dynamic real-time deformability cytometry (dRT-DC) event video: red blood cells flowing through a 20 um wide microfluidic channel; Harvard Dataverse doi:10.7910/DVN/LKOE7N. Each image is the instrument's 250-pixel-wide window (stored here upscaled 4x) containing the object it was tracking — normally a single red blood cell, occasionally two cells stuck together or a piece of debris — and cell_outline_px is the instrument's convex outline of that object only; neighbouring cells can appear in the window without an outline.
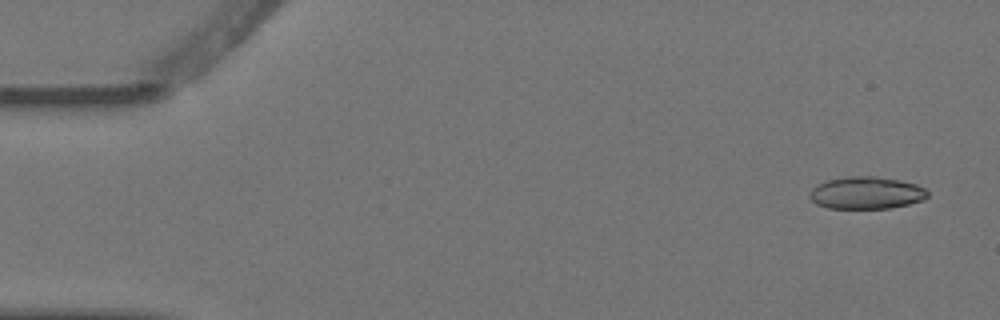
{"species": "Egyptian fruit bat (a non-hibernating species)", "species_latin": "Rousettus aegyptiacus", "temperature_condition": "warm", "stored_images_in_passage": 8, "camera_frame_rate_fps": 3000, "um_per_image_px": 0.085, "animal": {"sex": "female"}, "frame": {"image": 1, "passage_image": 1, "time_ms": 0.0, "image_size_px": [1000, 320], "cell_outline_px": [[928, 196], [924, 200], [908, 204], [888, 208], [828, 208], [816, 204], [808, 196], [812, 188], [816, 184], [828, 180], [844, 176], [872, 176], [900, 180], [916, 184], [924, 188], [928, 192]], "centroid_in_image_um": [73.62, 16.39], "position_along_channel_um": 11.4, "area_um2": 22.25}}
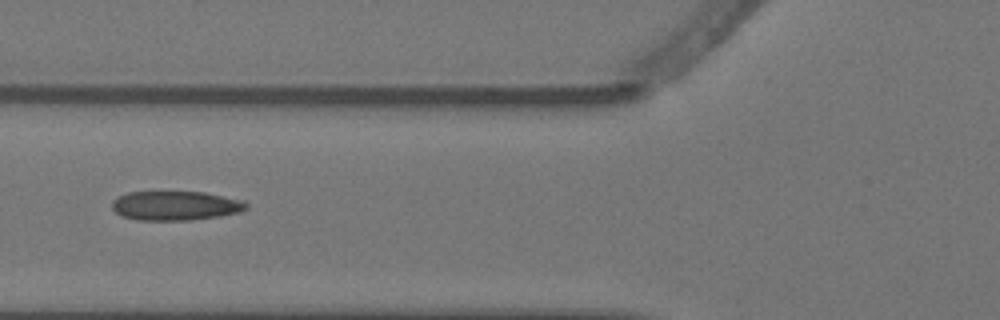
{"frame": {"image": 2, "passage_image": 6, "time_ms": 1.667, "image_size_px": [1000, 320], "cell_outline_px": [[248, 208], [240, 212], [220, 216], [188, 220], [136, 220], [124, 216], [116, 212], [112, 208], [112, 200], [128, 192], [204, 192], [244, 200], [248, 204]], "centroid_in_image_um": [14.95, 17.48], "position_along_channel_um": 110.9, "area_um2": 22.89}}
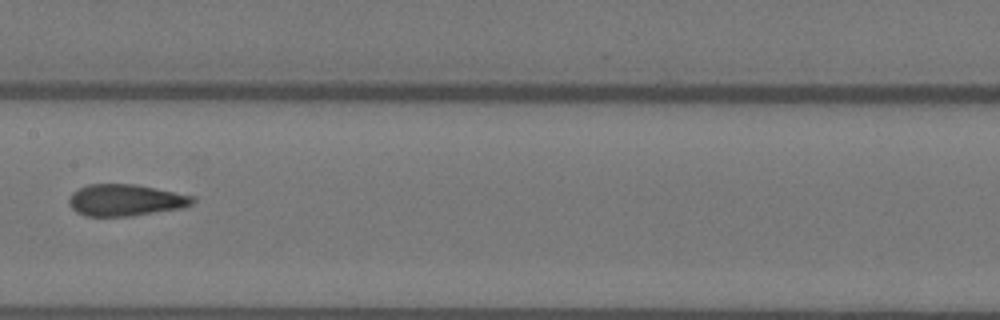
{"frame": {"image": 3, "passage_image": 8, "time_ms": 2.333, "image_size_px": [1000, 320], "cell_outline_px": [[196, 200], [192, 204], [184, 208], [128, 216], [84, 216], [76, 212], [68, 204], [68, 200], [72, 192], [88, 184], [136, 184], [196, 196]], "centroid_in_image_um": [10.68, 17.01], "position_along_channel_um": 196.7, "area_um2": 23.0}}